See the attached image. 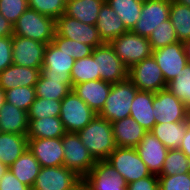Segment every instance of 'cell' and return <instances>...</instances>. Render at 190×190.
I'll use <instances>...</instances> for the list:
<instances>
[{"label": "cell", "instance_id": "cell-1", "mask_svg": "<svg viewBox=\"0 0 190 190\" xmlns=\"http://www.w3.org/2000/svg\"><path fill=\"white\" fill-rule=\"evenodd\" d=\"M77 134L95 161L106 160L117 148L112 124L99 115Z\"/></svg>", "mask_w": 190, "mask_h": 190}, {"label": "cell", "instance_id": "cell-2", "mask_svg": "<svg viewBox=\"0 0 190 190\" xmlns=\"http://www.w3.org/2000/svg\"><path fill=\"white\" fill-rule=\"evenodd\" d=\"M137 91L138 89L128 78L112 84L108 98L97 115L110 123L129 117L132 102Z\"/></svg>", "mask_w": 190, "mask_h": 190}, {"label": "cell", "instance_id": "cell-3", "mask_svg": "<svg viewBox=\"0 0 190 190\" xmlns=\"http://www.w3.org/2000/svg\"><path fill=\"white\" fill-rule=\"evenodd\" d=\"M14 35L48 44L54 38L55 20L27 8L13 25Z\"/></svg>", "mask_w": 190, "mask_h": 190}, {"label": "cell", "instance_id": "cell-4", "mask_svg": "<svg viewBox=\"0 0 190 190\" xmlns=\"http://www.w3.org/2000/svg\"><path fill=\"white\" fill-rule=\"evenodd\" d=\"M92 56L96 61L97 80L115 84L128 78V68L116 55L110 43L104 42L94 48Z\"/></svg>", "mask_w": 190, "mask_h": 190}, {"label": "cell", "instance_id": "cell-5", "mask_svg": "<svg viewBox=\"0 0 190 190\" xmlns=\"http://www.w3.org/2000/svg\"><path fill=\"white\" fill-rule=\"evenodd\" d=\"M97 114L72 90L61 100L60 120L66 132L77 133Z\"/></svg>", "mask_w": 190, "mask_h": 190}, {"label": "cell", "instance_id": "cell-6", "mask_svg": "<svg viewBox=\"0 0 190 190\" xmlns=\"http://www.w3.org/2000/svg\"><path fill=\"white\" fill-rule=\"evenodd\" d=\"M106 161L119 172L127 184L151 175L135 148L117 147Z\"/></svg>", "mask_w": 190, "mask_h": 190}, {"label": "cell", "instance_id": "cell-7", "mask_svg": "<svg viewBox=\"0 0 190 190\" xmlns=\"http://www.w3.org/2000/svg\"><path fill=\"white\" fill-rule=\"evenodd\" d=\"M110 44L113 46L116 55L128 69L152 55L149 40L131 31L114 38Z\"/></svg>", "mask_w": 190, "mask_h": 190}, {"label": "cell", "instance_id": "cell-8", "mask_svg": "<svg viewBox=\"0 0 190 190\" xmlns=\"http://www.w3.org/2000/svg\"><path fill=\"white\" fill-rule=\"evenodd\" d=\"M62 146L64 149L63 166L69 168L83 179L96 161L90 155L77 133L66 132L62 136Z\"/></svg>", "mask_w": 190, "mask_h": 190}, {"label": "cell", "instance_id": "cell-9", "mask_svg": "<svg viewBox=\"0 0 190 190\" xmlns=\"http://www.w3.org/2000/svg\"><path fill=\"white\" fill-rule=\"evenodd\" d=\"M128 79L140 91L155 93L167 87L162 70L152 55L131 66Z\"/></svg>", "mask_w": 190, "mask_h": 190}, {"label": "cell", "instance_id": "cell-10", "mask_svg": "<svg viewBox=\"0 0 190 190\" xmlns=\"http://www.w3.org/2000/svg\"><path fill=\"white\" fill-rule=\"evenodd\" d=\"M55 30L59 36L76 40L93 48L104 43L99 36L96 25L85 24L64 14L55 20Z\"/></svg>", "mask_w": 190, "mask_h": 190}, {"label": "cell", "instance_id": "cell-11", "mask_svg": "<svg viewBox=\"0 0 190 190\" xmlns=\"http://www.w3.org/2000/svg\"><path fill=\"white\" fill-rule=\"evenodd\" d=\"M171 0H146L141 8L140 18L132 33L148 38L154 29L169 19Z\"/></svg>", "mask_w": 190, "mask_h": 190}, {"label": "cell", "instance_id": "cell-12", "mask_svg": "<svg viewBox=\"0 0 190 190\" xmlns=\"http://www.w3.org/2000/svg\"><path fill=\"white\" fill-rule=\"evenodd\" d=\"M81 180L65 166L41 167L32 190H71Z\"/></svg>", "mask_w": 190, "mask_h": 190}, {"label": "cell", "instance_id": "cell-13", "mask_svg": "<svg viewBox=\"0 0 190 190\" xmlns=\"http://www.w3.org/2000/svg\"><path fill=\"white\" fill-rule=\"evenodd\" d=\"M153 108L156 124L185 121L188 107L168 89L154 93Z\"/></svg>", "mask_w": 190, "mask_h": 190}, {"label": "cell", "instance_id": "cell-14", "mask_svg": "<svg viewBox=\"0 0 190 190\" xmlns=\"http://www.w3.org/2000/svg\"><path fill=\"white\" fill-rule=\"evenodd\" d=\"M74 63V58L66 52L60 51L53 42H50L44 52L41 74L45 78L64 79L72 86L70 73Z\"/></svg>", "mask_w": 190, "mask_h": 190}, {"label": "cell", "instance_id": "cell-15", "mask_svg": "<svg viewBox=\"0 0 190 190\" xmlns=\"http://www.w3.org/2000/svg\"><path fill=\"white\" fill-rule=\"evenodd\" d=\"M46 46L37 40L13 35V64L41 70Z\"/></svg>", "mask_w": 190, "mask_h": 190}, {"label": "cell", "instance_id": "cell-16", "mask_svg": "<svg viewBox=\"0 0 190 190\" xmlns=\"http://www.w3.org/2000/svg\"><path fill=\"white\" fill-rule=\"evenodd\" d=\"M152 56L162 70L167 83L174 80L187 64L183 42H176L152 51Z\"/></svg>", "mask_w": 190, "mask_h": 190}, {"label": "cell", "instance_id": "cell-17", "mask_svg": "<svg viewBox=\"0 0 190 190\" xmlns=\"http://www.w3.org/2000/svg\"><path fill=\"white\" fill-rule=\"evenodd\" d=\"M90 190H126L127 182L106 160L96 161L83 178Z\"/></svg>", "mask_w": 190, "mask_h": 190}, {"label": "cell", "instance_id": "cell-18", "mask_svg": "<svg viewBox=\"0 0 190 190\" xmlns=\"http://www.w3.org/2000/svg\"><path fill=\"white\" fill-rule=\"evenodd\" d=\"M28 149L41 167L63 166L62 137L28 138Z\"/></svg>", "mask_w": 190, "mask_h": 190}, {"label": "cell", "instance_id": "cell-19", "mask_svg": "<svg viewBox=\"0 0 190 190\" xmlns=\"http://www.w3.org/2000/svg\"><path fill=\"white\" fill-rule=\"evenodd\" d=\"M135 149L151 174L159 175L169 149L151 131L145 133Z\"/></svg>", "mask_w": 190, "mask_h": 190}, {"label": "cell", "instance_id": "cell-20", "mask_svg": "<svg viewBox=\"0 0 190 190\" xmlns=\"http://www.w3.org/2000/svg\"><path fill=\"white\" fill-rule=\"evenodd\" d=\"M112 84L103 80H92L79 83L72 87L74 93L98 114L109 95Z\"/></svg>", "mask_w": 190, "mask_h": 190}, {"label": "cell", "instance_id": "cell-21", "mask_svg": "<svg viewBox=\"0 0 190 190\" xmlns=\"http://www.w3.org/2000/svg\"><path fill=\"white\" fill-rule=\"evenodd\" d=\"M40 74V69L12 64L0 72V88L6 91L19 86L35 87Z\"/></svg>", "mask_w": 190, "mask_h": 190}, {"label": "cell", "instance_id": "cell-22", "mask_svg": "<svg viewBox=\"0 0 190 190\" xmlns=\"http://www.w3.org/2000/svg\"><path fill=\"white\" fill-rule=\"evenodd\" d=\"M111 124L117 147L135 148L147 132L130 116L112 122Z\"/></svg>", "mask_w": 190, "mask_h": 190}, {"label": "cell", "instance_id": "cell-23", "mask_svg": "<svg viewBox=\"0 0 190 190\" xmlns=\"http://www.w3.org/2000/svg\"><path fill=\"white\" fill-rule=\"evenodd\" d=\"M96 27L103 42L110 43L123 33L128 32L121 18L105 1L100 8Z\"/></svg>", "mask_w": 190, "mask_h": 190}, {"label": "cell", "instance_id": "cell-24", "mask_svg": "<svg viewBox=\"0 0 190 190\" xmlns=\"http://www.w3.org/2000/svg\"><path fill=\"white\" fill-rule=\"evenodd\" d=\"M154 92L138 90L132 107L130 117L137 121L147 132L156 124L153 108Z\"/></svg>", "mask_w": 190, "mask_h": 190}, {"label": "cell", "instance_id": "cell-25", "mask_svg": "<svg viewBox=\"0 0 190 190\" xmlns=\"http://www.w3.org/2000/svg\"><path fill=\"white\" fill-rule=\"evenodd\" d=\"M29 130L26 111L5 102L0 110V131L18 135H27Z\"/></svg>", "mask_w": 190, "mask_h": 190}, {"label": "cell", "instance_id": "cell-26", "mask_svg": "<svg viewBox=\"0 0 190 190\" xmlns=\"http://www.w3.org/2000/svg\"><path fill=\"white\" fill-rule=\"evenodd\" d=\"M105 0H66L64 15L85 24L96 25L98 14Z\"/></svg>", "mask_w": 190, "mask_h": 190}, {"label": "cell", "instance_id": "cell-27", "mask_svg": "<svg viewBox=\"0 0 190 190\" xmlns=\"http://www.w3.org/2000/svg\"><path fill=\"white\" fill-rule=\"evenodd\" d=\"M28 148L27 135L0 133V163L11 166Z\"/></svg>", "mask_w": 190, "mask_h": 190}, {"label": "cell", "instance_id": "cell-28", "mask_svg": "<svg viewBox=\"0 0 190 190\" xmlns=\"http://www.w3.org/2000/svg\"><path fill=\"white\" fill-rule=\"evenodd\" d=\"M40 168V163L28 148L11 166L8 167L20 182L31 188L35 183Z\"/></svg>", "mask_w": 190, "mask_h": 190}, {"label": "cell", "instance_id": "cell-29", "mask_svg": "<svg viewBox=\"0 0 190 190\" xmlns=\"http://www.w3.org/2000/svg\"><path fill=\"white\" fill-rule=\"evenodd\" d=\"M187 121L168 122L155 124L151 130L152 134L159 139L168 149H177L180 147V142L183 139Z\"/></svg>", "mask_w": 190, "mask_h": 190}, {"label": "cell", "instance_id": "cell-30", "mask_svg": "<svg viewBox=\"0 0 190 190\" xmlns=\"http://www.w3.org/2000/svg\"><path fill=\"white\" fill-rule=\"evenodd\" d=\"M28 121L27 138H59L66 133L60 117L28 119Z\"/></svg>", "mask_w": 190, "mask_h": 190}, {"label": "cell", "instance_id": "cell-31", "mask_svg": "<svg viewBox=\"0 0 190 190\" xmlns=\"http://www.w3.org/2000/svg\"><path fill=\"white\" fill-rule=\"evenodd\" d=\"M72 91V86L64 79L45 78L40 74L37 83L35 84L36 97L63 100L65 96Z\"/></svg>", "mask_w": 190, "mask_h": 190}, {"label": "cell", "instance_id": "cell-32", "mask_svg": "<svg viewBox=\"0 0 190 190\" xmlns=\"http://www.w3.org/2000/svg\"><path fill=\"white\" fill-rule=\"evenodd\" d=\"M169 19L178 41L190 40V7L171 0Z\"/></svg>", "mask_w": 190, "mask_h": 190}, {"label": "cell", "instance_id": "cell-33", "mask_svg": "<svg viewBox=\"0 0 190 190\" xmlns=\"http://www.w3.org/2000/svg\"><path fill=\"white\" fill-rule=\"evenodd\" d=\"M131 31L140 18L143 2L140 0H105Z\"/></svg>", "mask_w": 190, "mask_h": 190}, {"label": "cell", "instance_id": "cell-34", "mask_svg": "<svg viewBox=\"0 0 190 190\" xmlns=\"http://www.w3.org/2000/svg\"><path fill=\"white\" fill-rule=\"evenodd\" d=\"M184 173H190V159L179 148L169 149L159 175H178Z\"/></svg>", "mask_w": 190, "mask_h": 190}, {"label": "cell", "instance_id": "cell-35", "mask_svg": "<svg viewBox=\"0 0 190 190\" xmlns=\"http://www.w3.org/2000/svg\"><path fill=\"white\" fill-rule=\"evenodd\" d=\"M70 75L72 87L82 82L97 80V67L93 56L75 60Z\"/></svg>", "mask_w": 190, "mask_h": 190}, {"label": "cell", "instance_id": "cell-36", "mask_svg": "<svg viewBox=\"0 0 190 190\" xmlns=\"http://www.w3.org/2000/svg\"><path fill=\"white\" fill-rule=\"evenodd\" d=\"M61 101L36 97L27 114L28 119L60 117Z\"/></svg>", "mask_w": 190, "mask_h": 190}, {"label": "cell", "instance_id": "cell-37", "mask_svg": "<svg viewBox=\"0 0 190 190\" xmlns=\"http://www.w3.org/2000/svg\"><path fill=\"white\" fill-rule=\"evenodd\" d=\"M52 42L58 47L60 51L66 52L75 60L91 56L94 49L87 44L59 36L56 32Z\"/></svg>", "mask_w": 190, "mask_h": 190}, {"label": "cell", "instance_id": "cell-38", "mask_svg": "<svg viewBox=\"0 0 190 190\" xmlns=\"http://www.w3.org/2000/svg\"><path fill=\"white\" fill-rule=\"evenodd\" d=\"M166 89L190 107V64H186L179 76L167 83Z\"/></svg>", "mask_w": 190, "mask_h": 190}, {"label": "cell", "instance_id": "cell-39", "mask_svg": "<svg viewBox=\"0 0 190 190\" xmlns=\"http://www.w3.org/2000/svg\"><path fill=\"white\" fill-rule=\"evenodd\" d=\"M147 39L150 42L152 51L178 42L170 19L156 27Z\"/></svg>", "mask_w": 190, "mask_h": 190}, {"label": "cell", "instance_id": "cell-40", "mask_svg": "<svg viewBox=\"0 0 190 190\" xmlns=\"http://www.w3.org/2000/svg\"><path fill=\"white\" fill-rule=\"evenodd\" d=\"M5 92V101L28 112L36 98L35 87H17Z\"/></svg>", "mask_w": 190, "mask_h": 190}, {"label": "cell", "instance_id": "cell-41", "mask_svg": "<svg viewBox=\"0 0 190 190\" xmlns=\"http://www.w3.org/2000/svg\"><path fill=\"white\" fill-rule=\"evenodd\" d=\"M28 8L56 20L65 12L66 0H27Z\"/></svg>", "mask_w": 190, "mask_h": 190}, {"label": "cell", "instance_id": "cell-42", "mask_svg": "<svg viewBox=\"0 0 190 190\" xmlns=\"http://www.w3.org/2000/svg\"><path fill=\"white\" fill-rule=\"evenodd\" d=\"M159 190H190V173L158 175Z\"/></svg>", "mask_w": 190, "mask_h": 190}, {"label": "cell", "instance_id": "cell-43", "mask_svg": "<svg viewBox=\"0 0 190 190\" xmlns=\"http://www.w3.org/2000/svg\"><path fill=\"white\" fill-rule=\"evenodd\" d=\"M27 8V0H0L1 15L13 25Z\"/></svg>", "mask_w": 190, "mask_h": 190}, {"label": "cell", "instance_id": "cell-44", "mask_svg": "<svg viewBox=\"0 0 190 190\" xmlns=\"http://www.w3.org/2000/svg\"><path fill=\"white\" fill-rule=\"evenodd\" d=\"M12 64V36L0 37V72Z\"/></svg>", "mask_w": 190, "mask_h": 190}, {"label": "cell", "instance_id": "cell-45", "mask_svg": "<svg viewBox=\"0 0 190 190\" xmlns=\"http://www.w3.org/2000/svg\"><path fill=\"white\" fill-rule=\"evenodd\" d=\"M126 190H159L158 175L151 174L148 177L127 184Z\"/></svg>", "mask_w": 190, "mask_h": 190}, {"label": "cell", "instance_id": "cell-46", "mask_svg": "<svg viewBox=\"0 0 190 190\" xmlns=\"http://www.w3.org/2000/svg\"><path fill=\"white\" fill-rule=\"evenodd\" d=\"M0 190H32V188L20 182L8 169L0 179Z\"/></svg>", "mask_w": 190, "mask_h": 190}, {"label": "cell", "instance_id": "cell-47", "mask_svg": "<svg viewBox=\"0 0 190 190\" xmlns=\"http://www.w3.org/2000/svg\"><path fill=\"white\" fill-rule=\"evenodd\" d=\"M14 35V27L11 22H9L0 13V37H7Z\"/></svg>", "mask_w": 190, "mask_h": 190}, {"label": "cell", "instance_id": "cell-48", "mask_svg": "<svg viewBox=\"0 0 190 190\" xmlns=\"http://www.w3.org/2000/svg\"><path fill=\"white\" fill-rule=\"evenodd\" d=\"M179 149L190 159V127H187L186 133L180 142Z\"/></svg>", "mask_w": 190, "mask_h": 190}, {"label": "cell", "instance_id": "cell-49", "mask_svg": "<svg viewBox=\"0 0 190 190\" xmlns=\"http://www.w3.org/2000/svg\"><path fill=\"white\" fill-rule=\"evenodd\" d=\"M187 64H190V40L183 42Z\"/></svg>", "mask_w": 190, "mask_h": 190}, {"label": "cell", "instance_id": "cell-50", "mask_svg": "<svg viewBox=\"0 0 190 190\" xmlns=\"http://www.w3.org/2000/svg\"><path fill=\"white\" fill-rule=\"evenodd\" d=\"M71 190H90V188L88 187V185L82 179Z\"/></svg>", "mask_w": 190, "mask_h": 190}, {"label": "cell", "instance_id": "cell-51", "mask_svg": "<svg viewBox=\"0 0 190 190\" xmlns=\"http://www.w3.org/2000/svg\"><path fill=\"white\" fill-rule=\"evenodd\" d=\"M5 102V92L0 88V110Z\"/></svg>", "mask_w": 190, "mask_h": 190}, {"label": "cell", "instance_id": "cell-52", "mask_svg": "<svg viewBox=\"0 0 190 190\" xmlns=\"http://www.w3.org/2000/svg\"><path fill=\"white\" fill-rule=\"evenodd\" d=\"M8 170V167L2 163H0V179L3 176V174Z\"/></svg>", "mask_w": 190, "mask_h": 190}, {"label": "cell", "instance_id": "cell-53", "mask_svg": "<svg viewBox=\"0 0 190 190\" xmlns=\"http://www.w3.org/2000/svg\"><path fill=\"white\" fill-rule=\"evenodd\" d=\"M174 1L179 4H183V5L190 7V0H174Z\"/></svg>", "mask_w": 190, "mask_h": 190}, {"label": "cell", "instance_id": "cell-54", "mask_svg": "<svg viewBox=\"0 0 190 190\" xmlns=\"http://www.w3.org/2000/svg\"><path fill=\"white\" fill-rule=\"evenodd\" d=\"M186 121H187V123H188V127H190V107L188 108Z\"/></svg>", "mask_w": 190, "mask_h": 190}]
</instances>
